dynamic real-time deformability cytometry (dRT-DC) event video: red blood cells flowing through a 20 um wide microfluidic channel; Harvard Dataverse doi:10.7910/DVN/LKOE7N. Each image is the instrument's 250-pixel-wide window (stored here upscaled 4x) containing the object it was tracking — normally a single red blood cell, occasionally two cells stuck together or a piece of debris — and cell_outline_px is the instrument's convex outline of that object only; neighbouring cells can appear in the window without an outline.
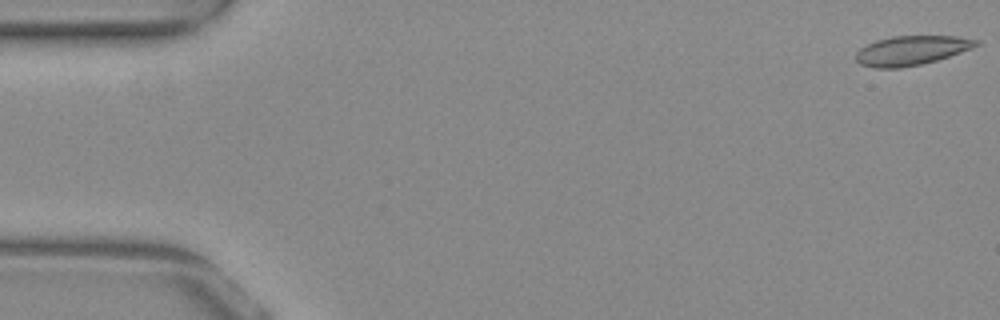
{"species": "common noctule bat (a hibernating species)", "species_latin": "Nyctalus noctula", "temperature_condition": "warm", "stored_images_in_passage": 15, "camera_frame_rate_fps": 3000, "um_per_image_px": 0.085, "animal": {"sex": "female", "body_mass_g": 29.2, "forearm_length_mm": 56.3}, "frame": {"image": 1, "passage_image": 1, "time_ms": 0.0, "image_size_px": [1000, 320], "cell_outline_px": [[984, 40], [980, 44], [972, 48], [936, 60], [920, 64], [900, 68], [876, 68], [860, 64], [856, 60], [856, 52], [860, 48], [876, 40], [892, 36], [956, 36]], "centroid_in_image_um": [77.49, 4.28], "position_along_channel_um": 7.5, "area_um2": 20.58}}